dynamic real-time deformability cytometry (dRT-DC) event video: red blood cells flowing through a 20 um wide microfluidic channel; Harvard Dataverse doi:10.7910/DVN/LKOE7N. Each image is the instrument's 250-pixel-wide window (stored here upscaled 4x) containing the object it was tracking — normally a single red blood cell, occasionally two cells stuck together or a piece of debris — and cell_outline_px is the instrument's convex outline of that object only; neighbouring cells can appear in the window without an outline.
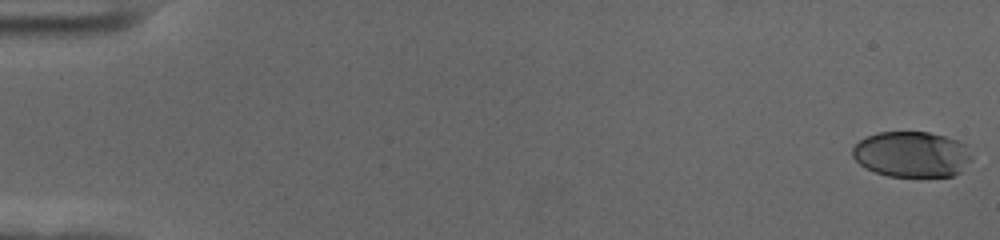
{"species": "human", "species_latin": "Homo sapiens", "temperature_condition": "cold", "stored_images_in_passage": 56, "camera_frame_rate_fps": 3000, "um_per_image_px": 0.085, "donor": {"sex": "female"}, "frame": {"image": 1, "passage_image": 1, "time_ms": 0.0, "image_size_px": [1000, 240], "cell_outline_px": [[972, 156], [960, 172], [952, 176], [888, 176], [864, 168], [852, 156], [852, 148], [860, 140], [876, 132], [928, 132], [960, 140], [968, 144]], "centroid_in_image_um": [77.51, 13.1], "position_along_channel_um": 7.5, "area_um2": 31.91}}
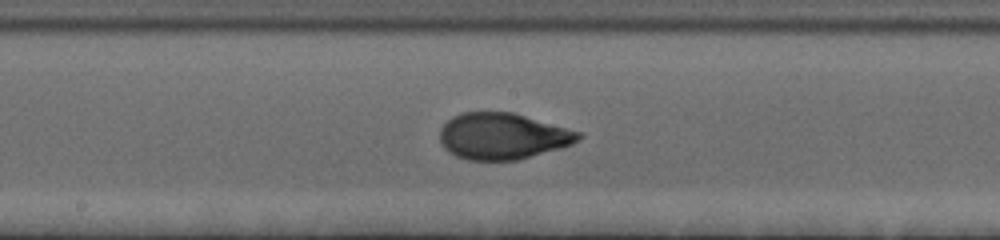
{"frame": {"image": 2, "passage_image": 31, "time_ms": 10.0, "image_size_px": [1000, 240], "cell_outline_px": [[584, 136], [580, 140], [572, 144], [560, 148], [516, 160], [468, 160], [456, 156], [448, 152], [444, 148], [440, 140], [440, 128], [452, 116], [464, 112], [512, 112], [580, 132]], "centroid_in_image_um": [42.7, 11.58], "position_along_channel_um": 205.5, "area_um2": 37.28}}
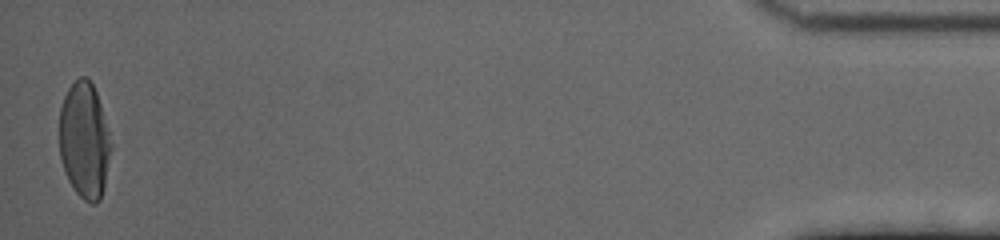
{"frame": {"image": 3, "passage_image": 56, "time_ms": 18.333, "image_size_px": [1000, 240], "cell_outline_px": [[112, 148], [104, 184], [100, 200], [96, 204], [92, 204], [84, 200], [76, 192], [68, 180], [64, 172], [60, 156], [60, 108], [64, 96], [68, 88], [80, 76], [84, 76], [92, 84], [96, 92], [100, 104], [112, 144]], "centroid_in_image_um": [7.17, 11.95], "position_along_channel_um": 428.0, "area_um2": 34.8}, "authors_computed_cell_mechanics": {"area_um2": 35.7493, "velocity_mm_per_s": 3.666, "shape_relaxation_time_tau1_ms": 4.2075, "shape_relaxation_time_tau2_ms": 0.8798, "deformation_change_tau1": 0.1984, "deformation_change_tau2": 0.0503}}